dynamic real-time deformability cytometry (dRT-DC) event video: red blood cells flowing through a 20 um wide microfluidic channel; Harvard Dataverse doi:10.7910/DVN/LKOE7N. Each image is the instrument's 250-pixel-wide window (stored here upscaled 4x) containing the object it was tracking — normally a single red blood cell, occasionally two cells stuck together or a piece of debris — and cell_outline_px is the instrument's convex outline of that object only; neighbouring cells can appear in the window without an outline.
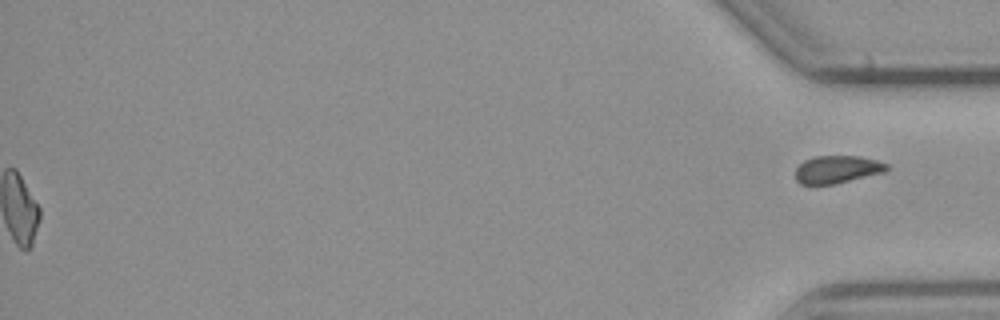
{"species": "common noctule bat (a hibernating species)", "species_latin": "Nyctalus noctula", "temperature_condition": "cold", "stored_images_in_passage": 54, "segment_of_instrument_passage": [2, 2], "camera_frame_rate_fps": 3000, "um_per_image_px": 0.085, "animal": {"sex": "male", "body_mass_g": 23.1, "forearm_length_mm": 52.7}, "frame": {"image": 1, "passage_image": 54, "time_ms": 17.667, "image_size_px": [1000, 320], "cell_outline_px": [[888, 168], [884, 172], [836, 184], [800, 184], [796, 180], [796, 168], [804, 160], [816, 156], [860, 156], [876, 160], [888, 164]], "centroid_in_image_um": [71.16, 14.4], "position_along_channel_um": 364.0, "area_um2": 14.68}}